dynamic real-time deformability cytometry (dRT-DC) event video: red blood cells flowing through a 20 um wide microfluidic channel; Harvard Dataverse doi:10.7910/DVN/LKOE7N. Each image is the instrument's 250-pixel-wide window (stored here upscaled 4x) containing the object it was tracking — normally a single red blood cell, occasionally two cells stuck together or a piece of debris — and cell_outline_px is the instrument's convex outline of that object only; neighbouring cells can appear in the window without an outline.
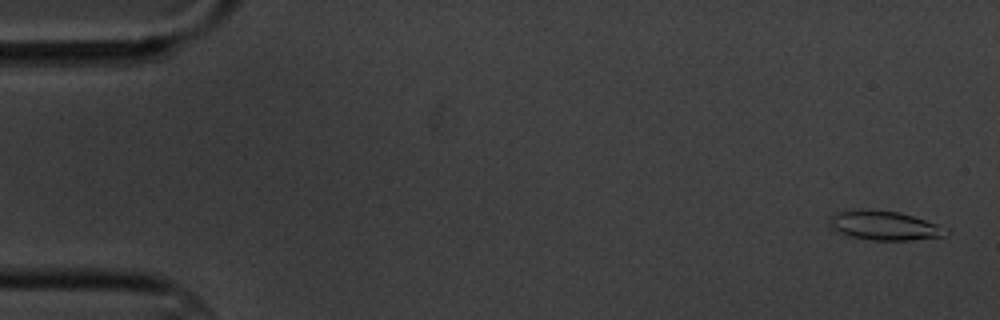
{"species": "common noctule bat (a hibernating species)", "species_latin": "Nyctalus noctula", "temperature_condition": "cold", "stored_images_in_passage": 4, "camera_frame_rate_fps": 3000, "um_per_image_px": 0.085, "animal": {"sex": "male", "body_mass_g": 20.1, "forearm_length_mm": 53.5}, "frame": {"image": 1, "passage_image": 1, "time_ms": 0.0, "image_size_px": [1000, 320], "cell_outline_px": [[952, 232], [944, 236], [908, 240], [872, 240], [848, 236], [836, 232], [828, 228], [828, 216], [836, 212], [900, 212], [948, 228]], "centroid_in_image_um": [75.16, 19.22], "position_along_channel_um": 9.8, "area_um2": 19.36}}